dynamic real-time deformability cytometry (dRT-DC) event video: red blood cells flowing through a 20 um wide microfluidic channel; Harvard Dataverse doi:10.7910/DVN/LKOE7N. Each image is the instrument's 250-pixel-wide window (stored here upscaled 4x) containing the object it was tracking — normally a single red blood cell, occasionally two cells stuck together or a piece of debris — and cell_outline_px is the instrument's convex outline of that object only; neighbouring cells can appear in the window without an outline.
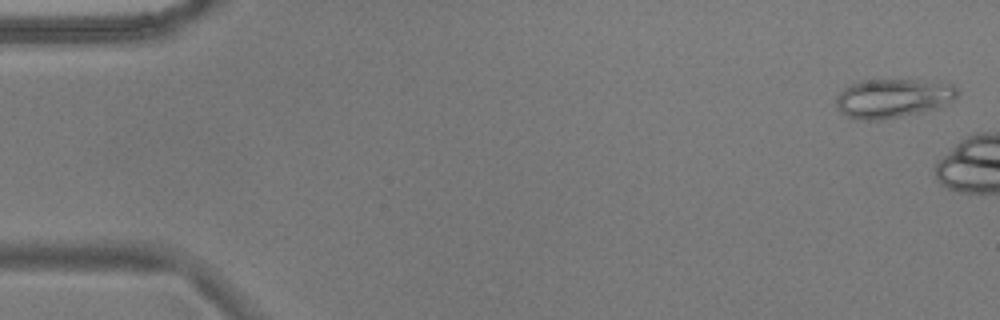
{"species": "common noctule bat (a hibernating species)", "species_latin": "Nyctalus noctula", "temperature_condition": "warm", "stored_images_in_passage": 6, "camera_frame_rate_fps": 3000, "um_per_image_px": 0.085, "animal": {"sex": "male", "body_mass_g": 17.9}, "frame": {"image": 1, "passage_image": 2, "time_ms": 0.333, "image_size_px": [1000, 320], "cell_outline_px": [[960, 92], [952, 100], [936, 108], [900, 116], [880, 120], [860, 120], [848, 116], [840, 112], [836, 108], [836, 96], [844, 88], [860, 80], [912, 80], [952, 84]], "centroid_in_image_um": [75.84, 8.35], "position_along_channel_um": 9.2, "area_um2": 27.22}}